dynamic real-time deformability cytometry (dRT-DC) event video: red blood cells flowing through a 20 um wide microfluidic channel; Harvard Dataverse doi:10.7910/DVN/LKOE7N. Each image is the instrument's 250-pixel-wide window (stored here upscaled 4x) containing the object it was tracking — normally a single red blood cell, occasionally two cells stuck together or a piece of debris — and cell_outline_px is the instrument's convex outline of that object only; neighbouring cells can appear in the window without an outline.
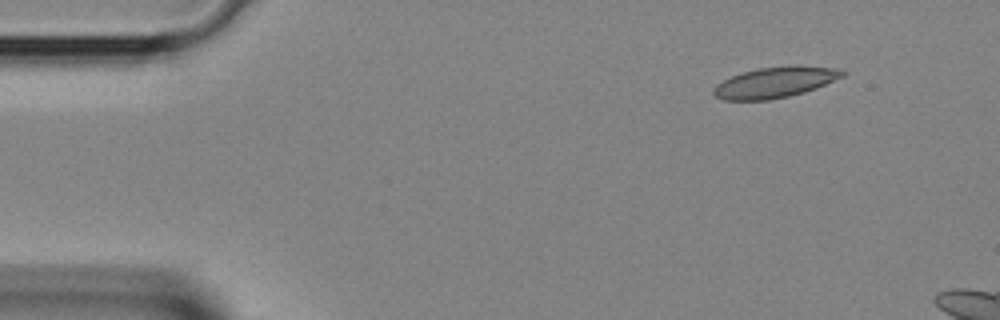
{"species": "Egyptian fruit bat (a non-hibernating species)", "species_latin": "Rousettus aegyptiacus", "temperature_condition": "room temperature", "stored_images_in_passage": 7, "camera_frame_rate_fps": 3000, "um_per_image_px": 0.085, "animal": {"sex": "female"}, "frame": {"image": 1, "passage_image": 1, "time_ms": 0.0, "image_size_px": [1000, 320], "cell_outline_px": [[848, 72], [844, 76], [816, 88], [804, 92], [788, 96], [768, 100], [724, 100], [716, 96], [712, 92], [712, 88], [716, 84], [732, 76], [744, 72], [760, 68], [844, 68]], "centroid_in_image_um": [65.85, 7.04], "position_along_channel_um": 19.2, "area_um2": 22.2}}